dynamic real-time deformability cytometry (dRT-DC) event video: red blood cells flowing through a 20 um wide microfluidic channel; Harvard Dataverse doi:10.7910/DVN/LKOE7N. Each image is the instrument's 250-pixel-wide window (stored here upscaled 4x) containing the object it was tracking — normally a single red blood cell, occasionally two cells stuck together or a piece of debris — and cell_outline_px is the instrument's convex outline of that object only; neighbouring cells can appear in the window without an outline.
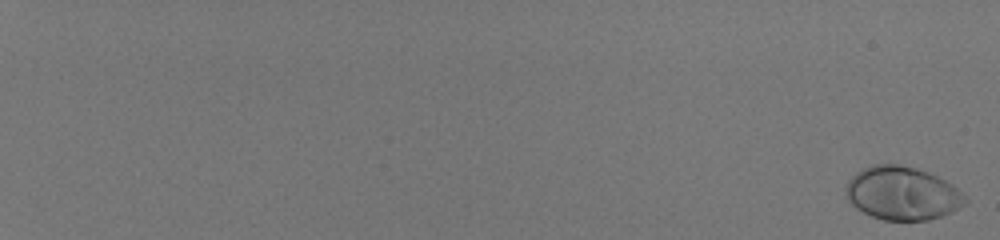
{"species": "human", "species_latin": "Homo sapiens", "temperature_condition": "room temperature", "stored_images_in_passage": 58, "camera_frame_rate_fps": 3000, "um_per_image_px": 0.085, "donor": {"sex": "male"}, "frame": {"image": 1, "passage_image": 1, "time_ms": 0.0, "image_size_px": [1000, 240], "cell_outline_px": [[968, 200], [964, 204], [952, 212], [928, 220], [884, 220], [872, 216], [856, 208], [848, 200], [844, 188], [848, 180], [856, 172], [872, 164], [900, 164], [916, 168], [928, 172], [952, 184]], "centroid_in_image_um": [76.66, 16.42], "position_along_channel_um": 8.3, "area_um2": 36.99}}
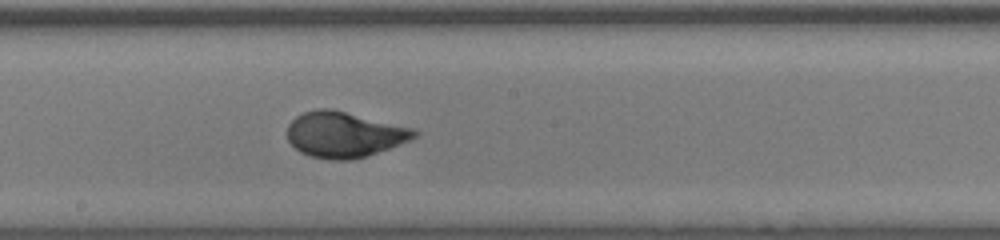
{"frame": {"image": 2, "passage_image": 39, "time_ms": 12.667, "image_size_px": [1000, 240], "cell_outline_px": [[420, 132], [416, 136], [408, 140], [388, 148], [364, 156], [348, 160], [328, 160], [308, 156], [300, 152], [288, 140], [288, 124], [296, 116], [304, 112], [320, 108], [332, 108], [416, 128]], "centroid_in_image_um": [29.26, 11.42], "position_along_channel_um": 218.9, "area_um2": 33.81}}
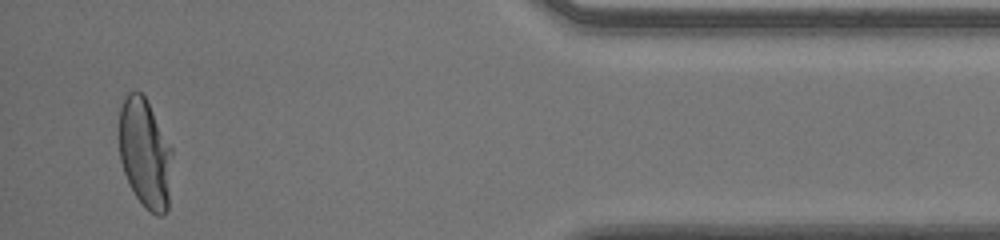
{"frame": {"image": 3, "passage_image": 57, "time_ms": 18.667, "image_size_px": [1000, 240], "cell_outline_px": [[172, 152], [168, 208], [164, 216], [156, 216], [144, 208], [128, 184], [120, 160], [120, 108], [128, 92], [140, 92], [144, 96], [172, 148]], "centroid_in_image_um": [12.33, 13.1], "position_along_channel_um": 422.9, "area_um2": 33.64}, "authors_computed_cell_mechanics": {"area_um2": 33.3506, "velocity_mm_per_s": 4.0369, "shape_relaxation_time_tau1_ms": 3.772, "shape_relaxation_time_tau2_ms": null, "deformation_change_tau1": 0.2062, "deformation_change_tau2": null}}